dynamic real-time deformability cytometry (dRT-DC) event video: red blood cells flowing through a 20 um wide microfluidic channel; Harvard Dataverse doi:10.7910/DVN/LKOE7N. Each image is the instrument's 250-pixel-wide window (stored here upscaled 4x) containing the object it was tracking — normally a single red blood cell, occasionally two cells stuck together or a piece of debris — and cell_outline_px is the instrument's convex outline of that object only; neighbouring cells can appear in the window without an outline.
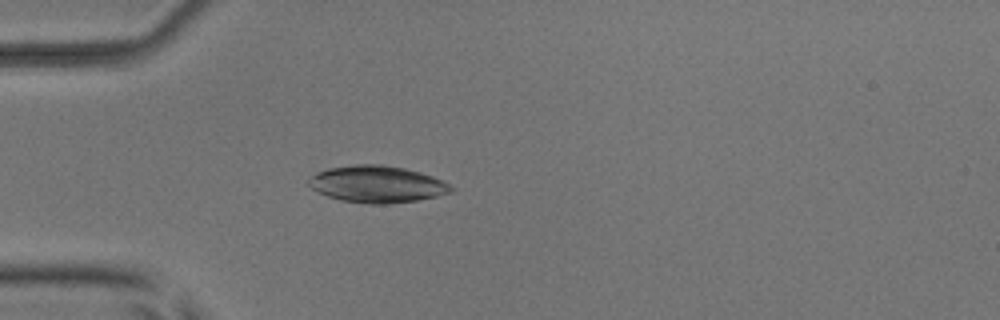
{"species": "common noctule bat (a hibernating species)", "species_latin": "Nyctalus noctula", "temperature_condition": "room temperature", "stored_images_in_passage": 4, "camera_frame_rate_fps": 3000, "um_per_image_px": 0.085, "animal": {"sex": "male", "body_mass_g": 17.9, "forearm_length_mm": 54.2}, "frame": {"image": 1, "passage_image": 4, "time_ms": 1.0, "image_size_px": [1000, 320], "cell_outline_px": [[456, 188], [452, 192], [436, 196], [416, 200], [388, 204], [368, 204], [340, 200], [328, 196], [312, 188], [308, 184], [308, 176], [316, 172], [328, 168], [352, 164], [384, 164], [404, 168], [420, 172], [444, 180]], "centroid_in_image_um": [32.06, 15.64], "position_along_channel_um": 52.9, "area_um2": 30.87}}